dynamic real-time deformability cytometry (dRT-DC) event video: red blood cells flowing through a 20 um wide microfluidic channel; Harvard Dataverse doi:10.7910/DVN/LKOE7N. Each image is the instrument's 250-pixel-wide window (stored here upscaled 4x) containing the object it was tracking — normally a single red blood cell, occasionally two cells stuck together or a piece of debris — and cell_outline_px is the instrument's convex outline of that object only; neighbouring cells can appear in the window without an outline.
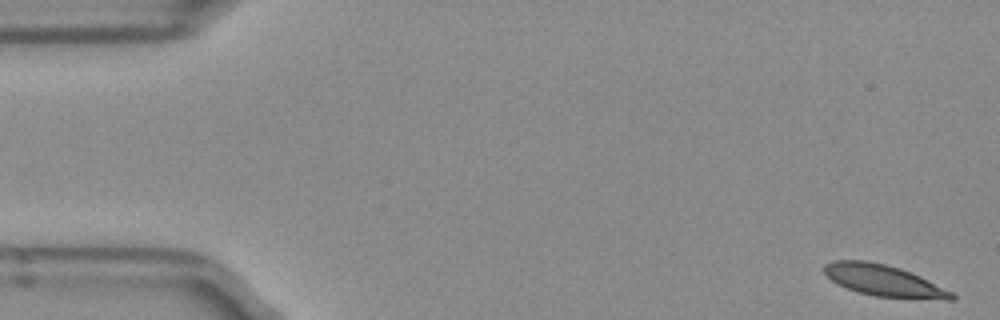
{"species": "Egyptian fruit bat (a non-hibernating species)", "species_latin": "Rousettus aegyptiacus", "temperature_condition": "room temperature", "stored_images_in_passage": 7, "camera_frame_rate_fps": 3000, "um_per_image_px": 0.085, "frame": {"image": 1, "passage_image": 1, "time_ms": 0.0, "image_size_px": [1000, 320], "cell_outline_px": [[956, 300], [944, 300], [876, 296], [860, 292], [836, 284], [824, 272], [824, 264], [832, 260], [868, 260], [900, 268], [920, 276], [952, 292], [956, 296]], "centroid_in_image_um": [75.12, 23.84], "position_along_channel_um": 9.9, "area_um2": 23.18}}
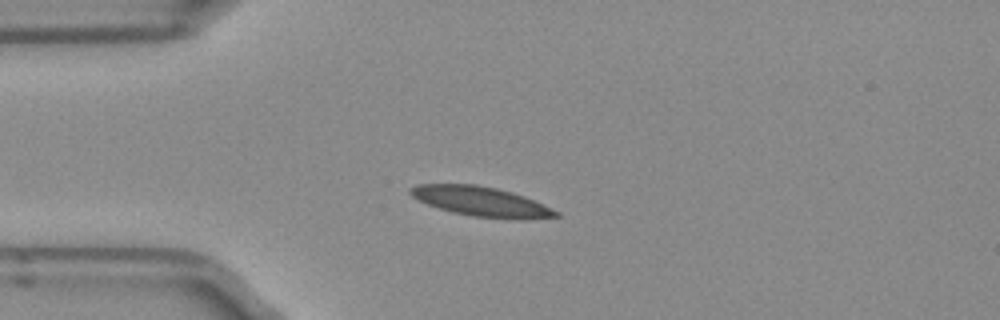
{"frame": {"image": 2, "passage_image": 4, "time_ms": 1.0, "image_size_px": [1000, 320], "cell_outline_px": [[560, 216], [520, 220], [472, 216], [452, 212], [428, 204], [412, 196], [408, 192], [408, 188], [416, 184], [476, 184], [496, 188], [512, 192], [524, 196], [560, 212]], "centroid_in_image_um": [40.9, 17.12], "position_along_channel_um": 44.1, "area_um2": 25.09}}